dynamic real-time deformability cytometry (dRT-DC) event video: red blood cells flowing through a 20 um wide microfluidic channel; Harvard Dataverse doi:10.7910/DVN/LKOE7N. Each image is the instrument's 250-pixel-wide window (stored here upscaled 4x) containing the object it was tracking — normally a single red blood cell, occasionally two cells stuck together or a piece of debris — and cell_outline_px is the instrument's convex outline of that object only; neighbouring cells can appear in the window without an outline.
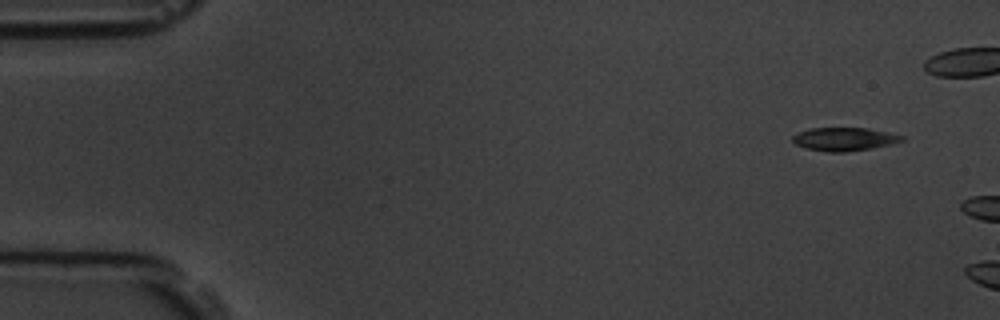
{"species": "common noctule bat (a hibernating species)", "species_latin": "Nyctalus noctula", "temperature_condition": "room temperature", "stored_images_in_passage": 2, "camera_frame_rate_fps": 3000, "um_per_image_px": 0.085, "animal": {"sex": "male", "body_mass_g": 19.5, "forearm_length_mm": 54.6}, "frame": {"image": 1, "passage_image": 1, "time_ms": 0.0, "image_size_px": [1000, 320], "cell_outline_px": [[904, 140], [892, 144], [872, 148], [844, 152], [828, 152], [808, 148], [796, 144], [792, 140], [792, 136], [808, 128], [868, 128], [904, 136]], "centroid_in_image_um": [71.77, 11.82], "position_along_channel_um": 13.2, "area_um2": 14.68}}